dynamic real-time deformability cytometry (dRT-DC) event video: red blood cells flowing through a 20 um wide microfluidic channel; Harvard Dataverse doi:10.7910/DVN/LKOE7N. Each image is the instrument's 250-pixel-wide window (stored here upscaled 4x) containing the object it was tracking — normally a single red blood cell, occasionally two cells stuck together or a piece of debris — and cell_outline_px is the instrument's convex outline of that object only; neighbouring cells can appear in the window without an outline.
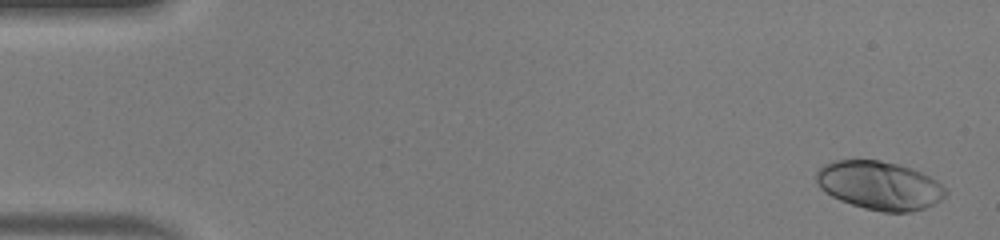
{"species": "human", "species_latin": "Homo sapiens", "temperature_condition": "warm", "stored_images_in_passage": 50, "camera_frame_rate_fps": 3000, "um_per_image_px": 0.085, "donor": {"sex": "male"}, "frame": {"image": 1, "passage_image": 2, "time_ms": 0.333, "image_size_px": [1000, 240], "cell_outline_px": [[948, 192], [940, 200], [924, 208], [908, 212], [884, 212], [864, 208], [840, 200], [832, 196], [820, 188], [816, 180], [816, 172], [824, 164], [832, 160], [880, 160], [912, 168], [936, 180]], "centroid_in_image_um": [74.73, 15.75], "position_along_channel_um": 10.3, "area_um2": 36.3}}
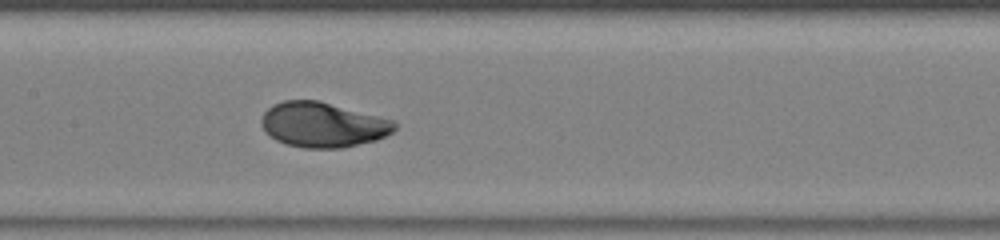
{"frame": {"image": 2, "passage_image": 25, "time_ms": 8.0, "image_size_px": [1000, 240], "cell_outline_px": [[396, 128], [392, 132], [376, 140], [340, 148], [304, 148], [284, 144], [276, 140], [264, 132], [260, 124], [260, 120], [264, 112], [272, 104], [284, 100], [320, 100], [396, 120]], "centroid_in_image_um": [27.42, 10.59], "position_along_channel_um": 180.0, "area_um2": 35.37}}
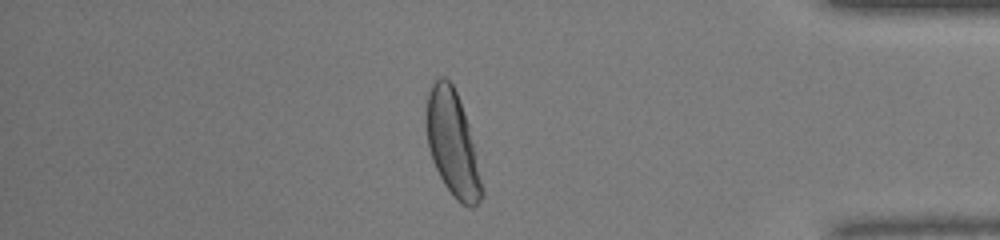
{"frame": {"image": 3, "passage_image": 43, "time_ms": 14.0, "image_size_px": [1000, 240], "cell_outline_px": [[484, 196], [472, 208], [468, 208], [460, 204], [452, 196], [444, 184], [432, 160], [428, 148], [428, 92], [432, 84], [440, 76], [444, 76], [452, 84], [456, 92], [468, 124], [484, 188]], "centroid_in_image_um": [38.5, 12.3], "position_along_channel_um": 396.7, "area_um2": 33.41}, "authors_computed_cell_mechanics": {"area_um2": 34.8534, "velocity_mm_per_s": 4.1254, "shape_relaxation_time_tau1_ms": 3.3793, "shape_relaxation_time_tau2_ms": null, "deformation_change_tau1": 0.1945, "deformation_change_tau2": null}}